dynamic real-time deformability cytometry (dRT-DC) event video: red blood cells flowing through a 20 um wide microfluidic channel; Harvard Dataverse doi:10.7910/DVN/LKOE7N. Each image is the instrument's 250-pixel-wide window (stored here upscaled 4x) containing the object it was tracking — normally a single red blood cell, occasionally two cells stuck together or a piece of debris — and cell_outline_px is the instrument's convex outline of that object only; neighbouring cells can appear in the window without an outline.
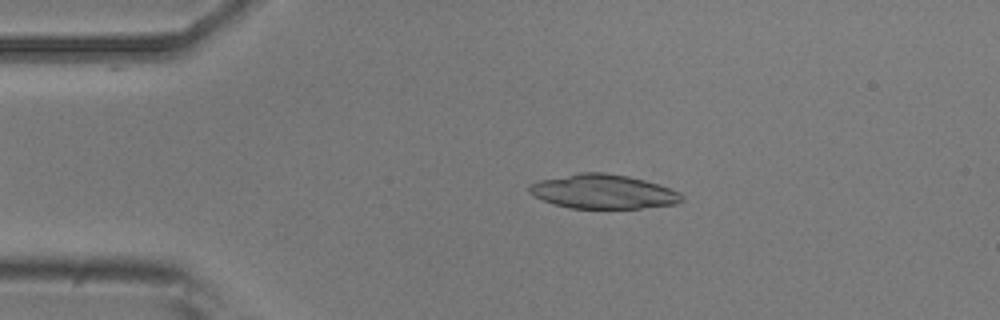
{"species": "common noctule bat (a hibernating species)", "species_latin": "Nyctalus noctula", "temperature_condition": "room temperature", "stored_images_in_passage": 50, "camera_frame_rate_fps": 3000, "um_per_image_px": 0.085, "animal": {"sex": "male", "body_mass_g": 20.5, "forearm_length_mm": 52.5}, "frame": {"image": 1, "passage_image": 10, "time_ms": 3.0, "image_size_px": [1000, 320], "cell_outline_px": [[684, 200], [676, 204], [640, 208], [568, 208], [532, 196], [528, 192], [528, 184], [540, 180], [580, 172], [604, 172], [628, 176], [644, 180], [680, 192], [684, 196]], "centroid_in_image_um": [51.25, 16.28], "position_along_channel_um": 33.7, "area_um2": 30.4}}
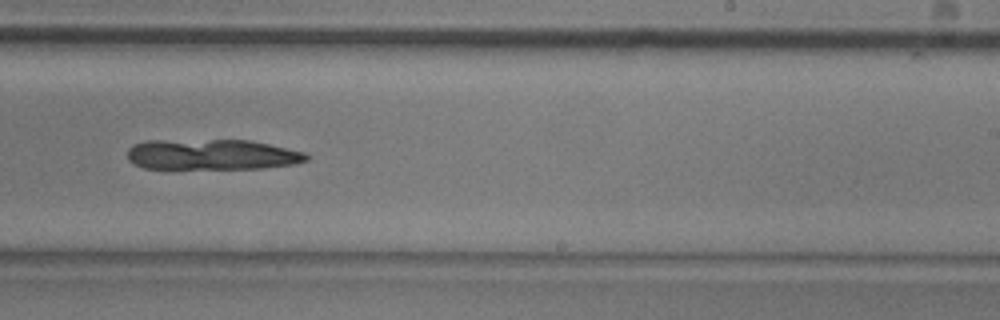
{"frame": {"image": 2, "passage_image": 31, "time_ms": 10.0, "image_size_px": [1000, 320], "cell_outline_px": [[308, 160], [296, 164], [264, 168], [144, 168], [132, 164], [128, 160], [128, 148], [132, 144], [148, 140], [248, 140], [268, 144], [304, 152], [308, 156]], "centroid_in_image_um": [17.98, 13.13], "position_along_channel_um": 271.0, "area_um2": 31.91}}
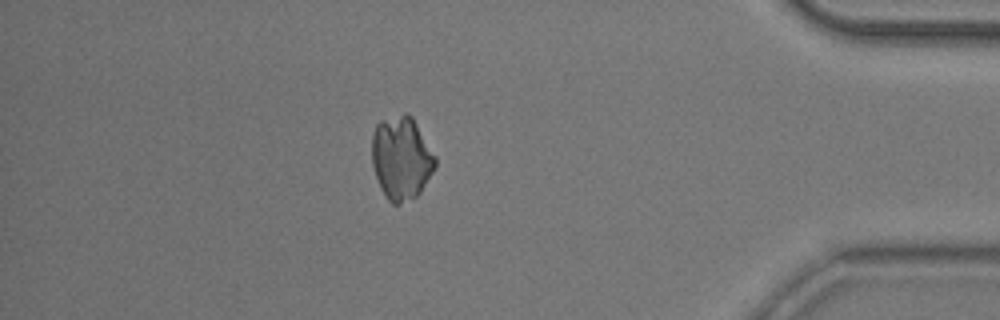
{"frame": {"image": 3, "passage_image": 44, "time_ms": 14.333, "image_size_px": [1000, 320], "cell_outline_px": [[436, 168], [420, 192], [416, 196], [400, 204], [392, 204], [388, 200], [380, 188], [372, 164], [372, 136], [376, 124], [380, 120], [404, 112], [408, 112], [412, 116], [436, 156]], "centroid_in_image_um": [34.12, 13.41], "position_along_channel_um": 401.1, "area_um2": 31.04}}